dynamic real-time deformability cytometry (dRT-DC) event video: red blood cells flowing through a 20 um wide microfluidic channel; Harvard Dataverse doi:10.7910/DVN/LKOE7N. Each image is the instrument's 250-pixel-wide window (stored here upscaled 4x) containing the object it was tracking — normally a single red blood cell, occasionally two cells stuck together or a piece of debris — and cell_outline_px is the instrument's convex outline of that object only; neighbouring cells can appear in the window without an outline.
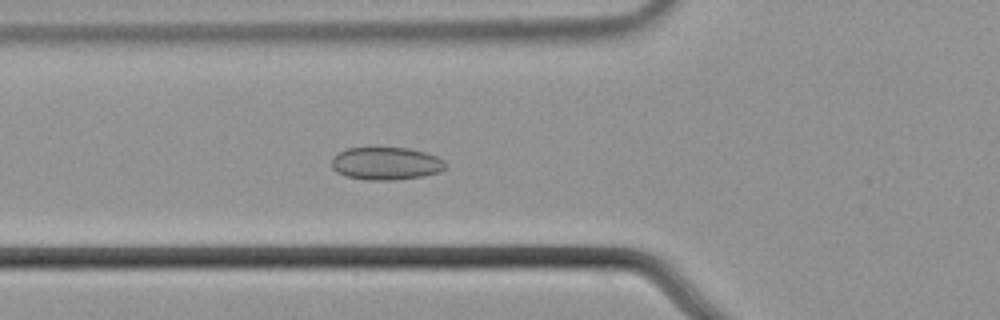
{"species": "common noctule bat (a hibernating species)", "species_latin": "Nyctalus noctula", "temperature_condition": "cold", "stored_images_in_passage": 50, "camera_frame_rate_fps": 3000, "um_per_image_px": 0.085, "animal": {"sex": "male", "body_mass_g": 21.5, "forearm_length_mm": 52.0}, "frame": {"image": 1, "passage_image": 14, "time_ms": 4.333, "image_size_px": [1000, 320], "cell_outline_px": [[448, 164], [440, 172], [424, 176], [392, 180], [368, 180], [348, 176], [336, 172], [332, 168], [332, 160], [340, 152], [348, 148], [408, 148], [424, 152], [436, 156], [444, 160]], "centroid_in_image_um": [32.85, 13.9], "position_along_channel_um": 92.9, "area_um2": 21.56}}
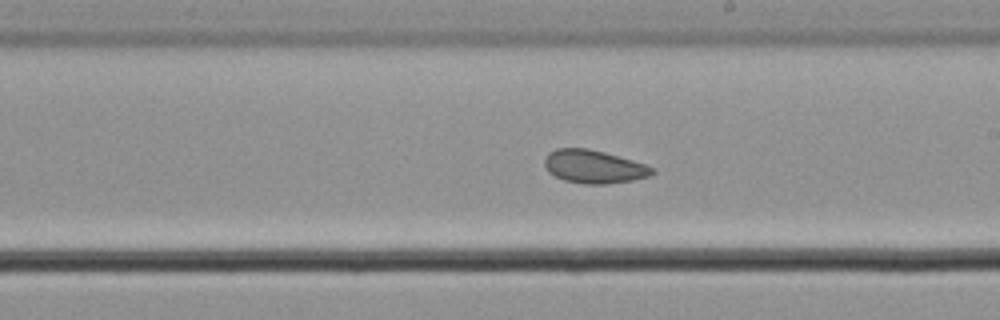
{"frame": {"image": 2, "passage_image": 26, "time_ms": 8.333, "image_size_px": [1000, 320], "cell_outline_px": [[656, 172], [648, 176], [632, 180], [608, 184], [584, 184], [564, 180], [548, 172], [544, 164], [544, 160], [548, 152], [556, 148], [588, 148], [604, 152], [632, 160], [656, 168]], "centroid_in_image_um": [50.47, 14.16], "position_along_channel_um": 238.5, "area_um2": 20.87}}
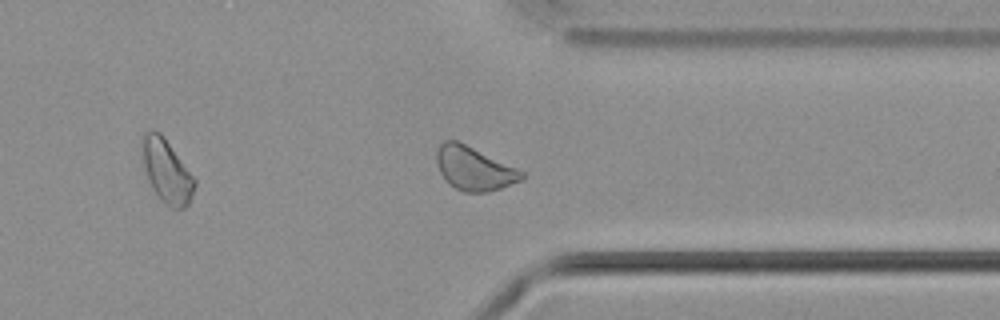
{"frame": {"image": 3, "passage_image": 37, "time_ms": 12.0, "image_size_px": [1000, 320], "cell_outline_px": [[528, 176], [524, 180], [488, 192], [464, 192], [448, 184], [444, 180], [440, 172], [436, 160], [436, 152], [440, 144], [444, 140], [456, 140], [516, 168], [524, 172]], "centroid_in_image_um": [40.3, 14.34], "position_along_channel_um": 371.1, "area_um2": 21.56}, "authors_computed_cell_mechanics": {"area_um2": 21.7328, "velocity_mm_per_s": 3.6405, "shape_relaxation_time_tau1_ms": null, "shape_relaxation_time_tau2_ms": 2.8693, "deformation_change_tau1": null, "deformation_change_tau2": 0.054}}